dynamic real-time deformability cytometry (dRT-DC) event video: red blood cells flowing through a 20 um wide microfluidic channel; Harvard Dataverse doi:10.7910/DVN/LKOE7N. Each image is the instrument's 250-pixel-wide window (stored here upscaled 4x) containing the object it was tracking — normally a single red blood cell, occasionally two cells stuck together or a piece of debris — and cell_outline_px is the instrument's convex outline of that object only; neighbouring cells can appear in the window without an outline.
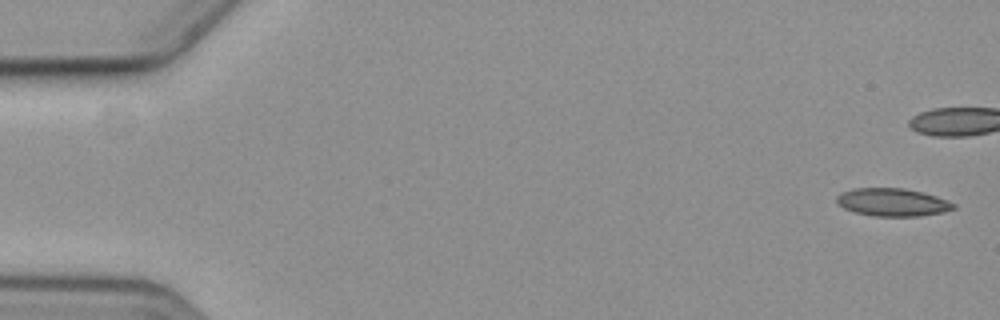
{"species": "common noctule bat (a hibernating species)", "species_latin": "Nyctalus noctula", "temperature_condition": "cold", "stored_images_in_passage": 16, "camera_frame_rate_fps": 3000, "um_per_image_px": 0.085, "animal": {"sex": "female", "body_mass_g": 19.3, "forearm_length_mm": 54.1}, "frame": {"image": 1, "passage_image": 1, "time_ms": 0.0, "image_size_px": [1000, 320], "cell_outline_px": [[956, 208], [944, 212], [920, 216], [876, 216], [856, 212], [844, 208], [836, 204], [836, 196], [840, 192], [852, 188], [904, 188], [924, 192], [936, 196], [956, 204]], "centroid_in_image_um": [75.85, 17.18], "position_along_channel_um": 9.1, "area_um2": 19.13}}
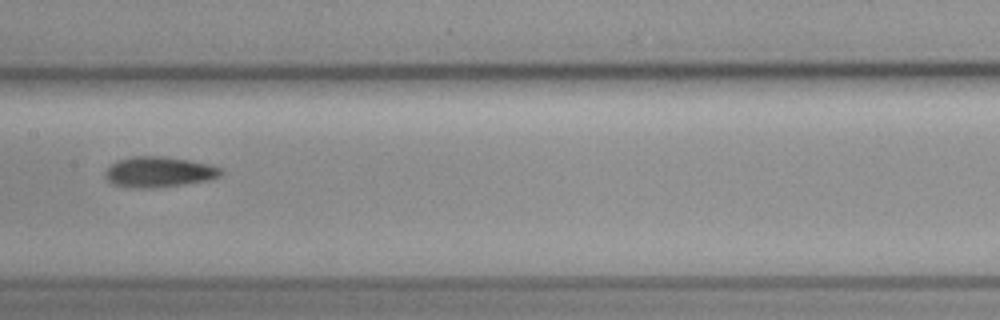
{"frame": {"image": 2, "passage_image": 9, "time_ms": 10.333, "image_size_px": [1000, 320], "cell_outline_px": [[224, 172], [220, 176], [204, 180], [184, 184], [148, 188], [144, 188], [112, 184], [104, 176], [104, 172], [116, 160], [132, 156], [164, 156], [188, 160], [208, 164], [224, 168]], "centroid_in_image_um": [13.5, 14.6], "position_along_channel_um": 193.9, "area_um2": 20.4}}
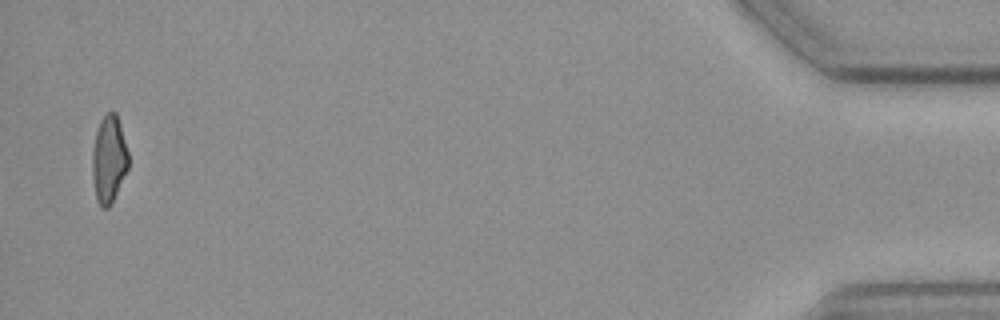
{"frame": {"image": 3, "passage_image": 16, "time_ms": 19.333, "image_size_px": [1000, 320], "cell_outline_px": [[128, 168], [112, 204], [108, 208], [100, 208], [96, 200], [92, 176], [92, 148], [96, 132], [100, 120], [108, 112], [116, 112], [120, 124], [128, 152]], "centroid_in_image_um": [9.24, 13.58], "position_along_channel_um": 426.0, "area_um2": 18.55}, "authors_computed_cell_mechanics": {"area_um2": 19.2474, "velocity_mm_per_s": 3.6258, "shape_relaxation_time_tau1_ms": null, "shape_relaxation_time_tau2_ms": 2.6588, "deformation_change_tau1": null, "deformation_change_tau2": 0.0732}}